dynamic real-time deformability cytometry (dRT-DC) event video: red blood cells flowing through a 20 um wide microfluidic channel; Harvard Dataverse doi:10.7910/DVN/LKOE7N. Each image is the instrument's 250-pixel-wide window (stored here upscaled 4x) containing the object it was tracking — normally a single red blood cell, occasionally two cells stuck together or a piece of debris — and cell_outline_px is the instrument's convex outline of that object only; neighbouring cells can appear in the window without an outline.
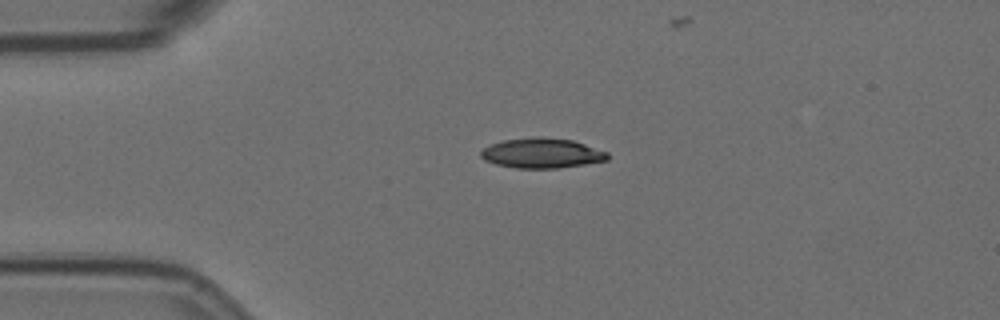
{"species": "Egyptian fruit bat (a non-hibernating species)", "species_latin": "Rousettus aegyptiacus", "temperature_condition": "room temperature", "stored_images_in_passage": 6, "camera_frame_rate_fps": 3000, "um_per_image_px": 0.085, "animal": {"sex": "female"}, "frame": {"image": 1, "passage_image": 2, "time_ms": 1.0, "image_size_px": [1000, 320], "cell_outline_px": [[608, 160], [560, 168], [516, 168], [496, 164], [484, 160], [480, 156], [480, 152], [484, 148], [492, 144], [504, 140], [532, 136], [540, 136], [572, 140], [608, 152]], "centroid_in_image_um": [46.04, 13.01], "position_along_channel_um": 39.0, "area_um2": 22.14}}